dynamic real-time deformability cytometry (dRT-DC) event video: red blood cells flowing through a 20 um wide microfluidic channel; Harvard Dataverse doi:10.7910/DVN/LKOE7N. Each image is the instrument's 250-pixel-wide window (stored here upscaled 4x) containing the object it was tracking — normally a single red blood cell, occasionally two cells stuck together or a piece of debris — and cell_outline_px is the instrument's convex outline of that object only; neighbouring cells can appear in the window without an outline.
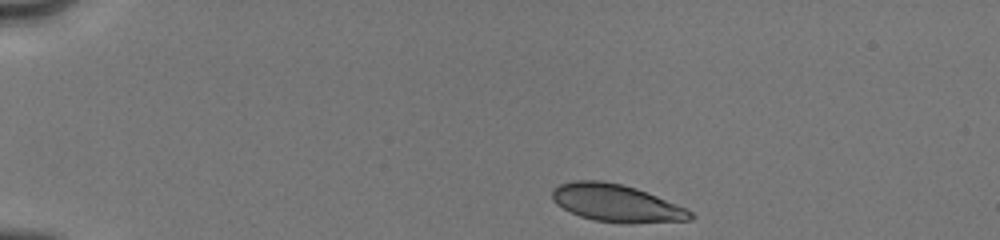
{"species": "human", "species_latin": "Homo sapiens", "temperature_condition": "cold", "stored_images_in_passage": 15, "camera_frame_rate_fps": 3000, "um_per_image_px": 0.085, "donor": {"sex": "male"}, "frame": {"image": 1, "passage_image": 1, "time_ms": 0.0, "image_size_px": [1000, 240], "cell_outline_px": [[696, 216], [692, 220], [628, 224], [592, 220], [580, 216], [556, 204], [552, 200], [552, 188], [560, 184], [572, 180], [600, 180], [620, 184], [636, 188], [656, 196], [684, 208], [692, 212]], "centroid_in_image_um": [52.37, 17.27], "position_along_channel_um": 32.6, "area_um2": 30.17}}
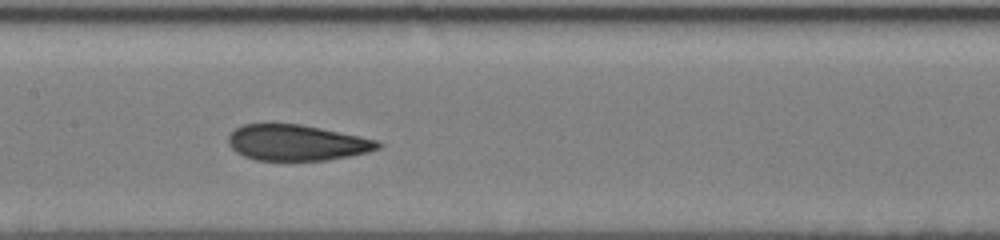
{"frame": {"image": 2, "passage_image": 9, "time_ms": 5.667, "image_size_px": [1000, 240], "cell_outline_px": [[384, 144], [380, 148], [368, 152], [328, 160], [256, 160], [244, 156], [236, 152], [228, 144], [228, 136], [236, 128], [244, 124], [300, 124], [380, 140]], "centroid_in_image_um": [25.25, 12.13], "position_along_channel_um": 182.1, "area_um2": 31.21}}
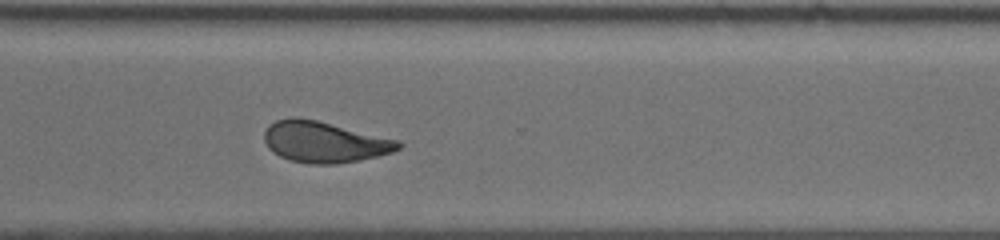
{"frame": {"image": 3, "passage_image": 15, "time_ms": 9.667, "image_size_px": [1000, 240], "cell_outline_px": [[404, 144], [400, 148], [392, 152], [376, 156], [336, 164], [312, 164], [292, 160], [280, 156], [272, 152], [268, 148], [264, 140], [264, 132], [268, 124], [276, 120], [292, 116], [296, 116], [316, 120], [400, 140]], "centroid_in_image_um": [27.55, 12.05], "position_along_channel_um": 343.1, "area_um2": 32.08}}